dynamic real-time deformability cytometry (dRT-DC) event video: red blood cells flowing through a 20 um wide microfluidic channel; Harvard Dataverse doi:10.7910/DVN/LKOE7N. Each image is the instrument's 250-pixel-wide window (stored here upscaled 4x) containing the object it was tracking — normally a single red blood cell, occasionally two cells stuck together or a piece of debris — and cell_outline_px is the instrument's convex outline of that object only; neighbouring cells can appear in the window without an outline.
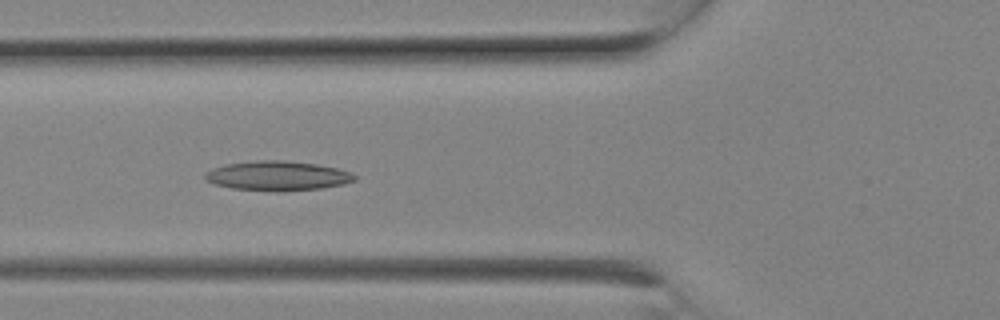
{"species": "Egyptian fruit bat (a non-hibernating species)", "species_latin": "Rousettus aegyptiacus", "temperature_condition": "room temperature", "stored_images_in_passage": 9, "camera_frame_rate_fps": 3000, "um_per_image_px": 0.085, "animal": {"sex": "female"}, "frame": {"image": 1, "passage_image": 8, "time_ms": 2.333, "image_size_px": [1000, 320], "cell_outline_px": [[356, 180], [344, 184], [320, 188], [280, 192], [276, 192], [232, 188], [216, 184], [204, 180], [204, 172], [212, 168], [224, 164], [256, 160], [284, 160], [316, 164], [336, 168], [348, 172], [356, 176]], "centroid_in_image_um": [23.54, 14.94], "position_along_channel_um": 102.3, "area_um2": 25.89}}
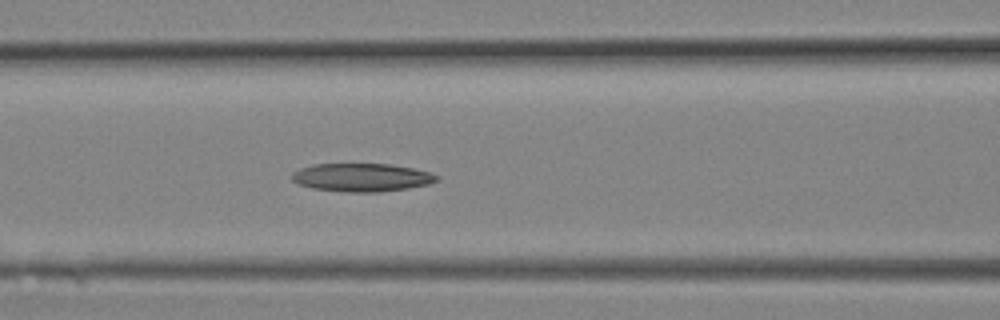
{"frame": {"image": 2, "passage_image": 9, "time_ms": 2.667, "image_size_px": [1000, 320], "cell_outline_px": [[440, 180], [428, 184], [408, 188], [380, 192], [348, 192], [312, 188], [300, 184], [292, 180], [292, 172], [300, 168], [312, 164], [388, 164], [412, 168], [428, 172], [440, 176]], "centroid_in_image_um": [30.75, 15.08], "position_along_channel_um": 135.8, "area_um2": 23.76}}